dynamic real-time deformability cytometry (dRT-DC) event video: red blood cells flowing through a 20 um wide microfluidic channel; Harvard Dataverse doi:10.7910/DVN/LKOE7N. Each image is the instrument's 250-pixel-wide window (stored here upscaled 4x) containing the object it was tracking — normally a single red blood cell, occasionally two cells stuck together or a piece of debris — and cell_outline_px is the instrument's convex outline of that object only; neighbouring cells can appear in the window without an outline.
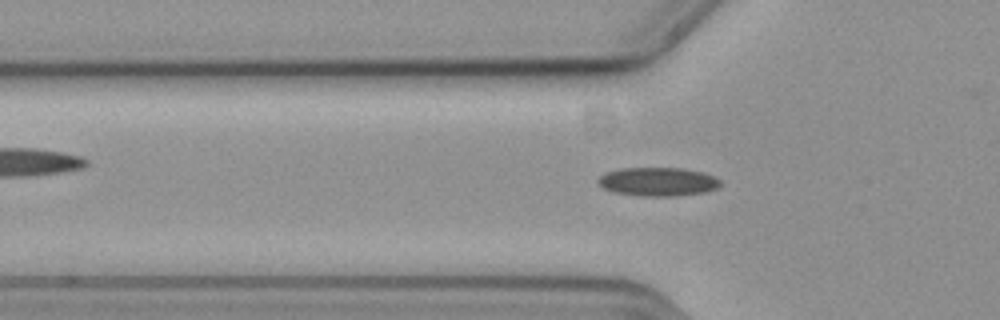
{"species": "common noctule bat (a hibernating species)", "species_latin": "Nyctalus noctula", "temperature_condition": "cold", "stored_images_in_passage": 51, "camera_frame_rate_fps": 3000, "um_per_image_px": 0.085, "animal": {"sex": "female", "body_mass_g": 19.3, "forearm_length_mm": 54.1}, "frame": {"image": 1, "passage_image": 18, "time_ms": 5.667, "image_size_px": [1000, 320], "cell_outline_px": [[720, 184], [716, 188], [704, 192], [676, 196], [640, 196], [612, 192], [596, 184], [596, 180], [600, 176], [608, 172], [620, 168], [680, 168], [700, 172], [712, 176], [720, 180]], "centroid_in_image_um": [55.85, 15.45], "position_along_channel_um": 69.9, "area_um2": 20.35}}
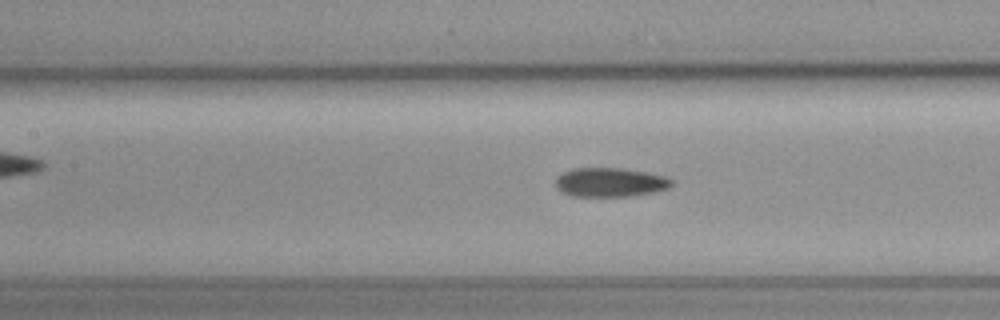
{"frame": {"image": 2, "passage_image": 25, "time_ms": 8.0, "image_size_px": [1000, 320], "cell_outline_px": [[672, 184], [668, 188], [652, 192], [632, 196], [572, 196], [556, 188], [556, 180], [564, 172], [572, 168], [624, 168], [648, 172], [668, 176], [672, 180]], "centroid_in_image_um": [51.9, 15.48], "position_along_channel_um": 155.5, "area_um2": 19.65}}
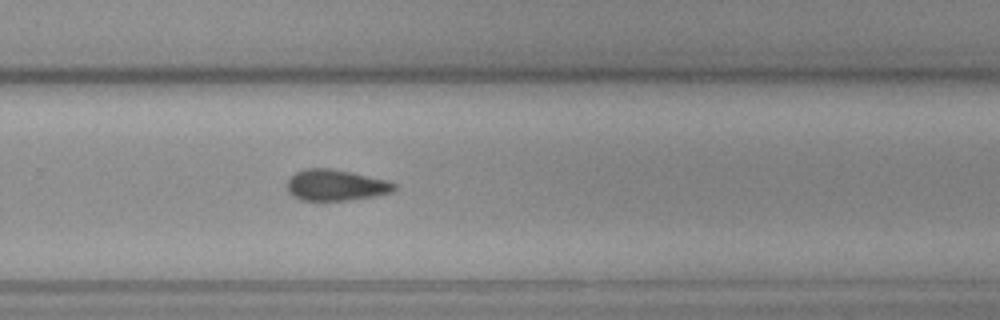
{"frame": {"image": 3, "passage_image": 37, "time_ms": 12.0, "image_size_px": [1000, 320], "cell_outline_px": [[396, 188], [392, 192], [376, 196], [352, 200], [300, 200], [292, 196], [288, 192], [288, 180], [296, 172], [304, 168], [328, 168], [352, 172], [388, 180], [396, 184]], "centroid_in_image_um": [28.56, 15.74], "position_along_channel_um": 301.2, "area_um2": 19.54}, "authors_computed_cell_mechanics": {"area_um2": 19.5364, "velocity_mm_per_s": 3.6596, "shape_relaxation_time_tau1_ms": null, "shape_relaxation_time_tau2_ms": 9.5261, "deformation_change_tau1": null, "deformation_change_tau2": 0.1634}}